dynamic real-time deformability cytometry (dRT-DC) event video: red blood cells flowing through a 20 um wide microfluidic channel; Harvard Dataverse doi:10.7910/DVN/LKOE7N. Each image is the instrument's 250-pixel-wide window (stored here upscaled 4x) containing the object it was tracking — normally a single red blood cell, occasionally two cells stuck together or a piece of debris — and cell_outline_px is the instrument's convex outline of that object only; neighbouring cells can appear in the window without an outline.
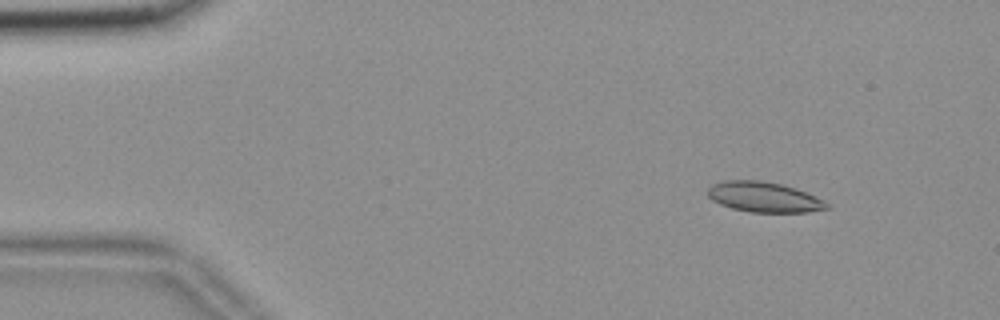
{"species": "common noctule bat (a hibernating species)", "species_latin": "Nyctalus noctula", "temperature_condition": "room temperature", "stored_images_in_passage": 51, "camera_frame_rate_fps": 3000, "um_per_image_px": 0.085, "animal": {"sex": "female", "body_mass_g": 18.4}, "frame": {"image": 1, "passage_image": 2, "time_ms": 0.333, "image_size_px": [1000, 320], "cell_outline_px": [[832, 208], [808, 212], [752, 212], [732, 208], [720, 204], [712, 200], [708, 196], [708, 188], [712, 184], [724, 180], [760, 180], [780, 184], [796, 188], [808, 192], [824, 200]], "centroid_in_image_um": [64.97, 16.75], "position_along_channel_um": 20.0, "area_um2": 21.1}}
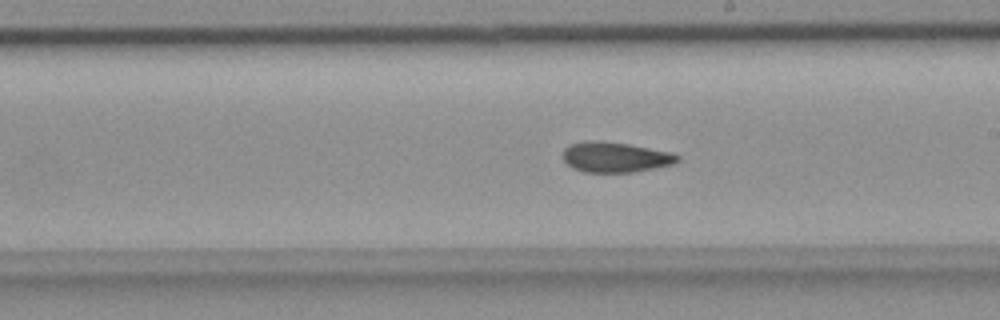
{"frame": {"image": 2, "passage_image": 27, "time_ms": 8.667, "image_size_px": [1000, 320], "cell_outline_px": [[680, 160], [672, 164], [632, 172], [584, 172], [572, 168], [564, 160], [564, 148], [572, 144], [588, 140], [628, 144], [672, 152], [680, 156]], "centroid_in_image_um": [52.31, 13.36], "position_along_channel_um": 236.7, "area_um2": 19.94}}
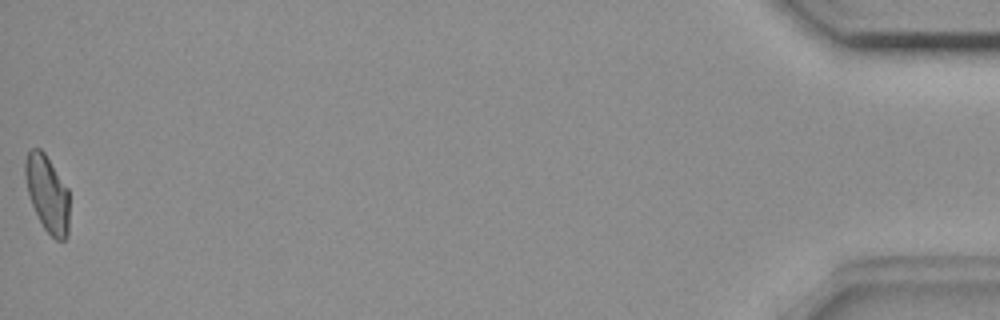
{"frame": {"image": 3, "passage_image": 51, "time_ms": 16.667, "image_size_px": [1000, 320], "cell_outline_px": [[68, 236], [64, 240], [56, 240], [44, 228], [32, 204], [28, 192], [24, 176], [24, 160], [28, 152], [32, 148], [40, 148], [44, 152], [68, 188]], "centroid_in_image_um": [4.01, 16.43], "position_along_channel_um": 431.2, "area_um2": 19.59}, "authors_computed_cell_mechanics": {"area_um2": 20.4034, "velocity_mm_per_s": 3.6664, "shape_relaxation_time_tau1_ms": null, "shape_relaxation_time_tau2_ms": 3.018, "deformation_change_tau1": null, "deformation_change_tau2": 0.0812}}